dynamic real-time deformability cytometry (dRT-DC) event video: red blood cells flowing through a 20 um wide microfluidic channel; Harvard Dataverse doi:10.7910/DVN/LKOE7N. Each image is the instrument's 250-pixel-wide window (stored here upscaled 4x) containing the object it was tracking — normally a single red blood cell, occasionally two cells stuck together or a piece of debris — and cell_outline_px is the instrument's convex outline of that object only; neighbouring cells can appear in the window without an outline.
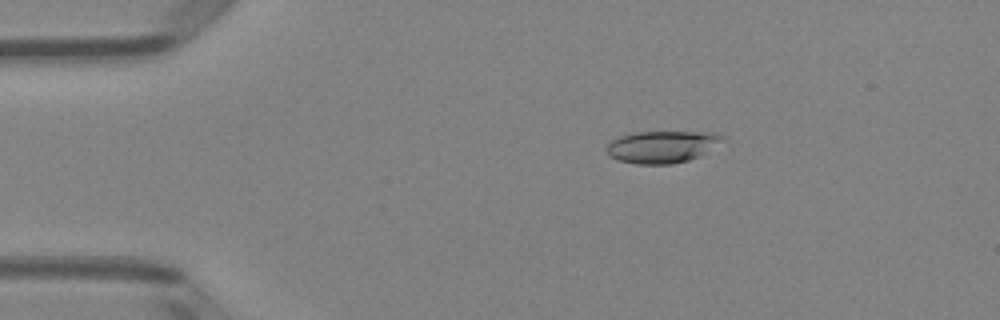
{"species": "Egyptian fruit bat (a non-hibernating species)", "species_latin": "Rousettus aegyptiacus", "temperature_condition": "room temperature", "stored_images_in_passage": 50, "camera_frame_rate_fps": 3000, "um_per_image_px": 0.085, "animal": {"sex": "female"}, "frame": {"image": 1, "passage_image": 9, "time_ms": 2.667, "image_size_px": [1000, 320], "cell_outline_px": [[728, 140], [700, 156], [688, 160], [672, 164], [636, 164], [620, 160], [612, 156], [608, 152], [608, 144], [612, 140], [620, 136], [636, 132], [716, 132], [728, 136]], "centroid_in_image_um": [56.42, 12.46], "position_along_channel_um": 28.6, "area_um2": 21.85}}
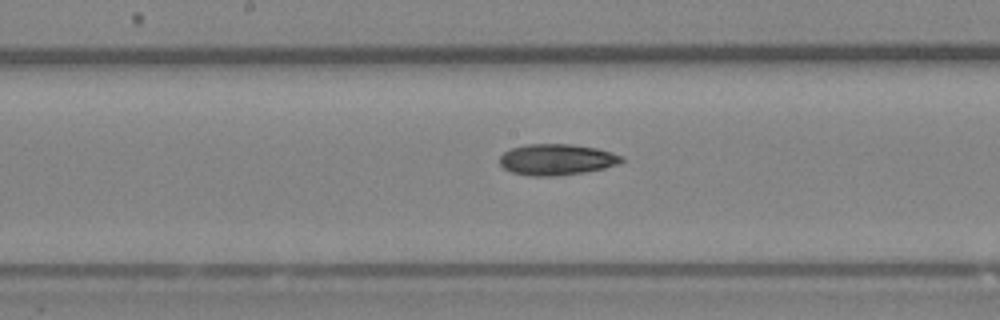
{"frame": {"image": 2, "passage_image": 26, "time_ms": 8.333, "image_size_px": [1000, 320], "cell_outline_px": [[624, 160], [620, 164], [604, 168], [584, 172], [556, 176], [528, 176], [512, 172], [504, 168], [500, 164], [500, 156], [504, 152], [512, 148], [524, 144], [572, 144], [596, 148], [612, 152], [624, 156]], "centroid_in_image_um": [47.34, 13.56], "position_along_channel_um": 200.9, "area_um2": 22.25}}
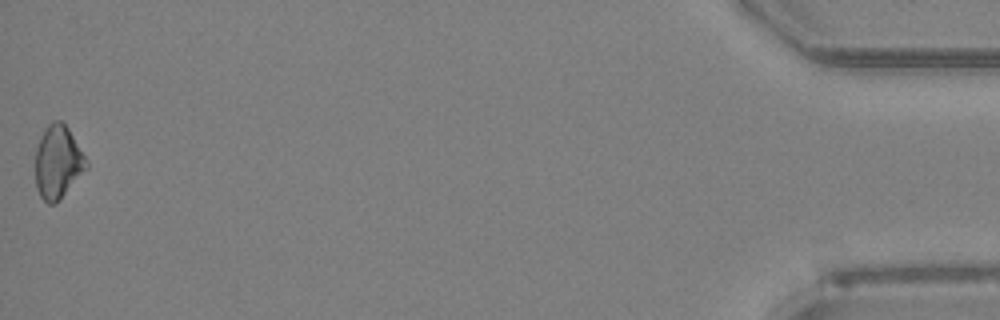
{"frame": {"image": 3, "passage_image": 50, "time_ms": 16.333, "image_size_px": [1000, 320], "cell_outline_px": [[88, 168], [56, 204], [48, 204], [40, 196], [36, 188], [36, 148], [40, 136], [44, 128], [52, 120], [60, 120], [68, 128], [88, 160]], "centroid_in_image_um": [4.92, 13.78], "position_along_channel_um": 430.3, "area_um2": 21.91}, "authors_computed_cell_mechanics": {"area_um2": 21.5594, "velocity_mm_per_s": 4.0598, "shape_relaxation_time_tau1_ms": 9.9756, "shape_relaxation_time_tau2_ms": null, "deformation_change_tau1": 0.157, "deformation_change_tau2": null}}